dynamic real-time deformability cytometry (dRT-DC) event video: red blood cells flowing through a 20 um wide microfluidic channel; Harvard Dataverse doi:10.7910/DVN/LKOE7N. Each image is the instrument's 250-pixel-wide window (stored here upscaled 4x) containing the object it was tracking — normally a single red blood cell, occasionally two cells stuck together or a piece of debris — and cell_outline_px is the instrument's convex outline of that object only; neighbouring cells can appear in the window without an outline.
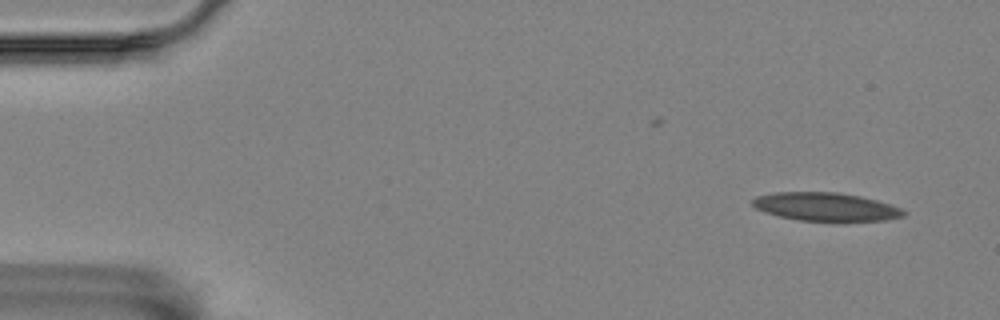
{"species": "Egyptian fruit bat (a non-hibernating species)", "species_latin": "Rousettus aegyptiacus", "temperature_condition": "room temperature", "stored_images_in_passage": 6, "camera_frame_rate_fps": 3000, "um_per_image_px": 0.085, "animal": {"sex": "female"}, "frame": {"image": 1, "passage_image": 1, "time_ms": 0.0, "image_size_px": [1000, 320], "cell_outline_px": [[908, 212], [904, 216], [888, 220], [840, 224], [800, 220], [780, 216], [756, 208], [752, 204], [752, 200], [756, 196], [776, 192], [836, 192], [860, 196], [876, 200], [900, 208]], "centroid_in_image_um": [70.27, 17.62], "position_along_channel_um": 14.7, "area_um2": 25.72}}
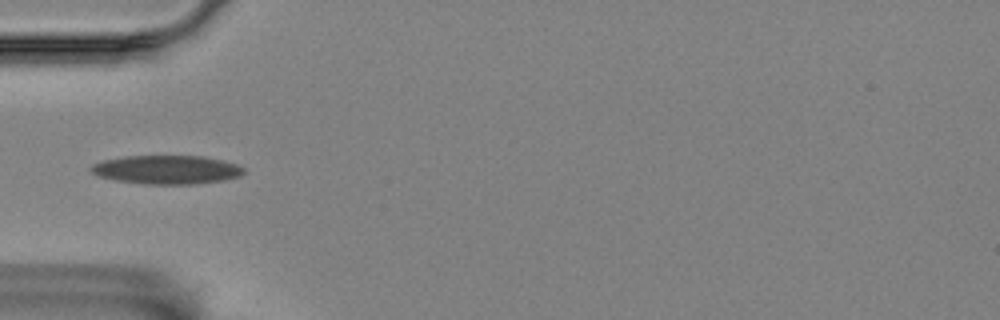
{"frame": {"image": 2, "passage_image": 5, "time_ms": 1.333, "image_size_px": [1000, 320], "cell_outline_px": [[244, 172], [240, 176], [224, 180], [192, 184], [144, 184], [116, 180], [96, 176], [88, 168], [92, 164], [104, 160], [124, 156], [204, 156], [236, 164], [244, 168]], "centroid_in_image_um": [14.13, 14.42], "position_along_channel_um": 70.9, "area_um2": 25.55}}
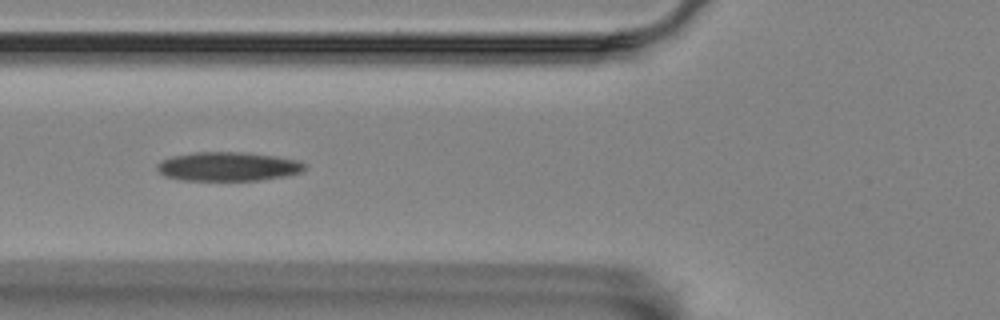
{"frame": {"image": 3, "passage_image": 6, "time_ms": 1.667, "image_size_px": [1000, 320], "cell_outline_px": [[304, 168], [300, 172], [284, 176], [260, 180], [180, 180], [164, 176], [156, 168], [156, 164], [160, 160], [172, 156], [196, 152], [240, 152], [276, 156], [296, 160], [304, 164]], "centroid_in_image_um": [19.31, 14.15], "position_along_channel_um": 106.5, "area_um2": 24.8}}